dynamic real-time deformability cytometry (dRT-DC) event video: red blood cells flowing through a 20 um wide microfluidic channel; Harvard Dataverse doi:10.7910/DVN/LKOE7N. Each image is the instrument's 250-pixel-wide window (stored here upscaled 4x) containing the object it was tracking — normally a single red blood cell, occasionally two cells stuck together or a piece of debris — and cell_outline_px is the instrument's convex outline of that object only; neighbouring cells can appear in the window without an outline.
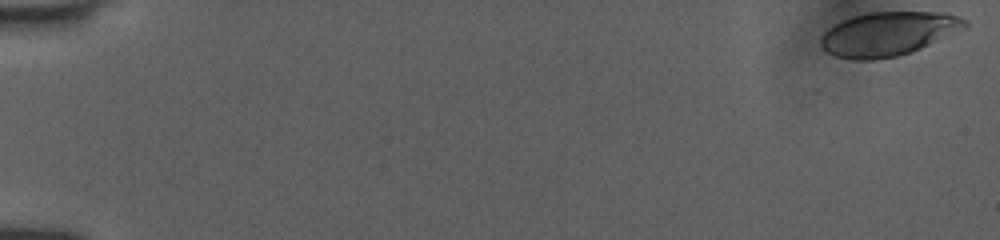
{"species": "human", "species_latin": "Homo sapiens", "temperature_condition": "room temperature", "stored_images_in_passage": 52, "camera_frame_rate_fps": 3000, "um_per_image_px": 0.085, "donor": {"sex": "female"}, "frame": {"image": 1, "passage_image": 1, "time_ms": 0.0, "image_size_px": [1000, 240], "cell_outline_px": [[968, 28], [912, 52], [896, 56], [872, 60], [852, 60], [836, 56], [828, 52], [820, 44], [820, 40], [824, 32], [828, 28], [852, 16], [868, 12], [944, 12], [960, 16], [968, 20]], "centroid_in_image_um": [75.56, 2.87], "position_along_channel_um": 9.4, "area_um2": 37.17}}
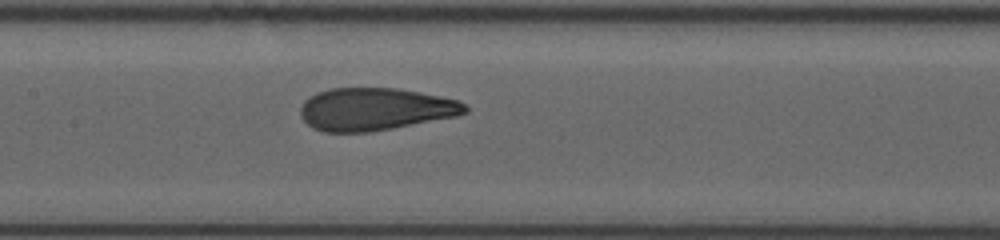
{"frame": {"image": 2, "passage_image": 27, "time_ms": 8.667, "image_size_px": [1000, 240], "cell_outline_px": [[468, 112], [456, 116], [392, 128], [368, 132], [324, 132], [312, 128], [300, 116], [300, 108], [304, 100], [308, 96], [316, 92], [328, 88], [396, 88], [420, 92], [460, 100], [468, 104]], "centroid_in_image_um": [31.87, 9.27], "position_along_channel_um": 175.5, "area_um2": 41.1}}
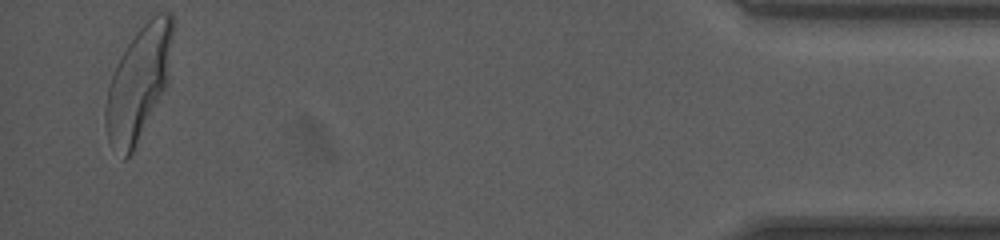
{"frame": {"image": 3, "passage_image": 51, "time_ms": 16.667, "image_size_px": [1000, 240], "cell_outline_px": [[176, 20], [168, 84], [132, 152], [124, 160], [112, 148], [108, 140], [104, 124], [104, 104], [108, 84], [112, 72], [120, 56], [136, 32], [156, 12], [172, 12]], "centroid_in_image_um": [11.79, 7.01], "position_along_channel_um": 423.4, "area_um2": 45.26}, "authors_computed_cell_mechanics": {"area_um2": 40.9224, "velocity_mm_per_s": 3.989, "shape_relaxation_time_tau1_ms": 4.2378, "shape_relaxation_time_tau2_ms": 0.7705, "deformation_change_tau1": 0.1805, "deformation_change_tau2": 0.0829}}